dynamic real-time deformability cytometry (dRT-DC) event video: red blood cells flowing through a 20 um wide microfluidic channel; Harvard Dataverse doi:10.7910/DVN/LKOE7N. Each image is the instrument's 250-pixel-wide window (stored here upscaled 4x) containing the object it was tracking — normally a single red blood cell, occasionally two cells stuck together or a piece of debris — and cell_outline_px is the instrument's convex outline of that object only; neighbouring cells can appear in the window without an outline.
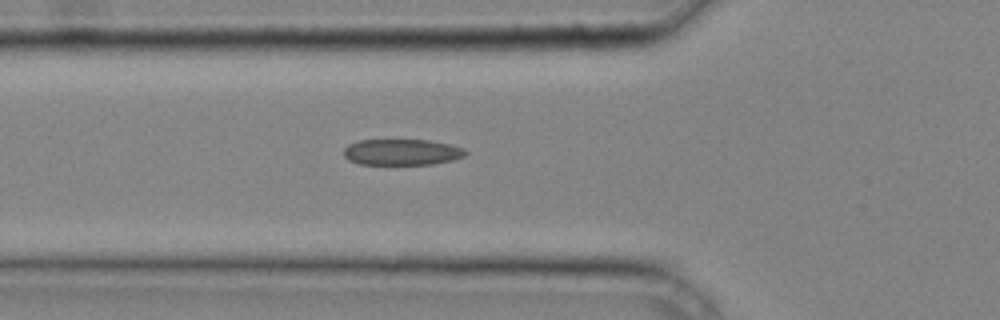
{"species": "common noctule bat (a hibernating species)", "species_latin": "Nyctalus noctula", "temperature_condition": "cold", "stored_images_in_passage": 27, "camera_frame_rate_fps": 3000, "um_per_image_px": 0.085, "animal": {"sex": "male", "body_mass_g": 20.4}, "frame": {"image": 1, "passage_image": 2, "time_ms": 0.333, "image_size_px": [1000, 320], "cell_outline_px": [[468, 152], [464, 156], [452, 160], [432, 164], [360, 164], [348, 160], [344, 156], [344, 148], [348, 144], [360, 140], [428, 140], [448, 144], [464, 148]], "centroid_in_image_um": [34.14, 12.93], "position_along_channel_um": 91.7, "area_um2": 18.44}}
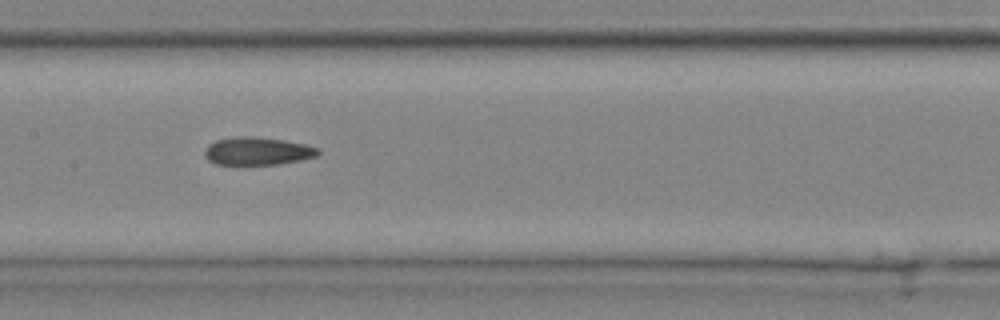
{"frame": {"image": 2, "passage_image": 8, "time_ms": 2.333, "image_size_px": [1000, 320], "cell_outline_px": [[320, 152], [316, 156], [300, 160], [280, 164], [216, 164], [208, 160], [204, 156], [204, 152], [208, 144], [216, 140], [236, 136], [252, 136], [284, 140], [304, 144], [320, 148]], "centroid_in_image_um": [21.87, 12.84], "position_along_channel_um": 185.5, "area_um2": 18.44}}
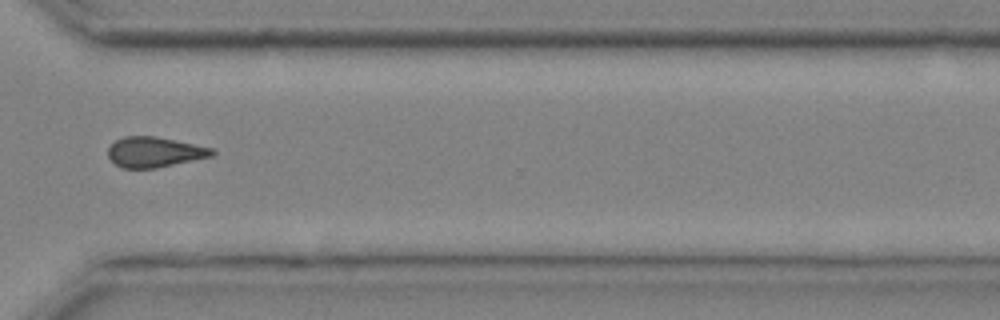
{"frame": {"image": 3, "passage_image": 19, "time_ms": 6.0, "image_size_px": [1000, 320], "cell_outline_px": [[216, 152], [212, 156], [156, 168], [120, 168], [108, 156], [108, 148], [116, 140], [124, 136], [156, 136], [216, 148]], "centroid_in_image_um": [13.17, 12.92], "position_along_channel_um": 357.4, "area_um2": 18.44}}